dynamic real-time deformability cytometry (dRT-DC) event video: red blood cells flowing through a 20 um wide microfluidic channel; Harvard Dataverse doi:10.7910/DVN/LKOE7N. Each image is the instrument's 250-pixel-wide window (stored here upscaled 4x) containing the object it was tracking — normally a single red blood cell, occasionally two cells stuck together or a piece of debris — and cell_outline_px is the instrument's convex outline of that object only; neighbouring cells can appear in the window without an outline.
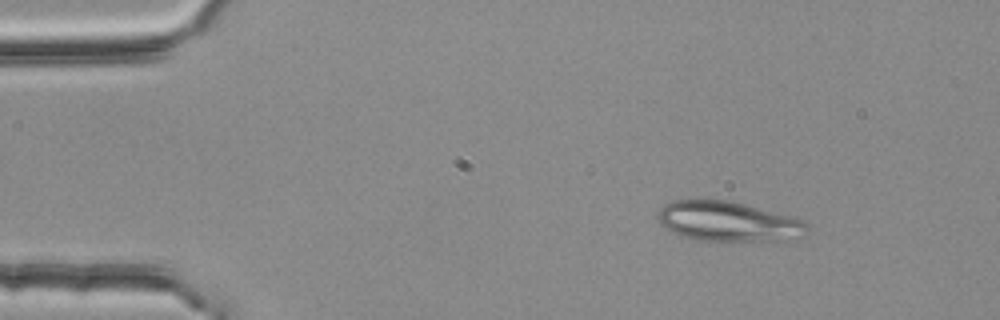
{"species": "common noctule bat (a hibernating species)", "species_latin": "Nyctalus noctula", "temperature_condition": "room temperature", "stored_images_in_passage": 52, "camera_frame_rate_fps": 3000, "um_per_image_px": 0.085, "animal": {"sex": "female", "body_mass_g": 25.1}, "frame": {"image": 1, "passage_image": 6, "time_ms": 1.667, "image_size_px": [1000, 320], "cell_outline_px": [[808, 228], [800, 236], [788, 240], [696, 240], [680, 236], [664, 228], [660, 224], [656, 216], [660, 208], [664, 204], [672, 200], [732, 200], [796, 216], [804, 220], [808, 224]], "centroid_in_image_um": [61.89, 18.8], "position_along_channel_um": 23.1, "area_um2": 35.14}}
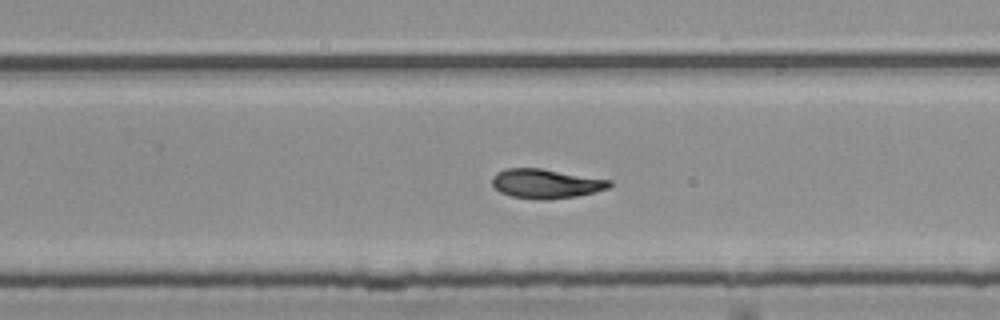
{"frame": {"image": 2, "passage_image": 33, "time_ms": 10.667, "image_size_px": [1000, 320], "cell_outline_px": [[612, 184], [608, 188], [596, 192], [576, 196], [548, 200], [536, 200], [512, 196], [500, 192], [492, 184], [492, 176], [496, 172], [508, 168], [540, 168], [612, 180]], "centroid_in_image_um": [46.4, 15.61], "position_along_channel_um": 283.4, "area_um2": 20.17}}
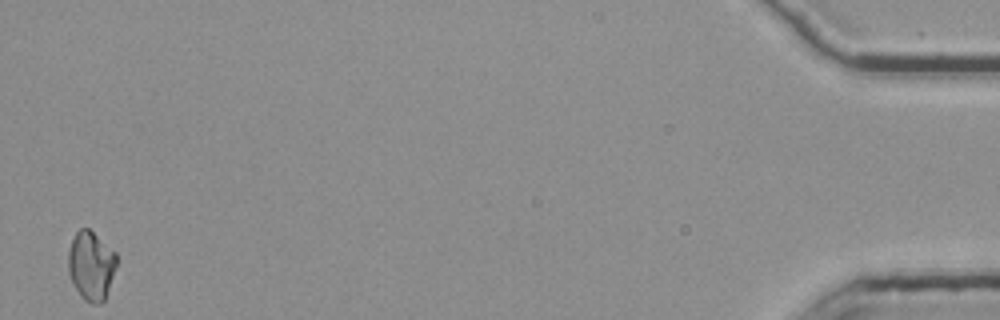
{"frame": {"image": 3, "passage_image": 52, "time_ms": 17.0, "image_size_px": [1000, 320], "cell_outline_px": [[116, 268], [104, 300], [100, 304], [92, 304], [84, 300], [80, 296], [72, 284], [68, 272], [68, 252], [72, 240], [76, 232], [80, 228], [88, 228], [116, 252]], "centroid_in_image_um": [7.73, 22.6], "position_along_channel_um": 427.5, "area_um2": 19.48}, "authors_computed_cell_mechanics": {"area_um2": 20.3167, "velocity_mm_per_s": 3.7608, "shape_relaxation_time_tau1_ms": null, "shape_relaxation_time_tau2_ms": 6.1015, "deformation_change_tau1": null, "deformation_change_tau2": 0.1131}}